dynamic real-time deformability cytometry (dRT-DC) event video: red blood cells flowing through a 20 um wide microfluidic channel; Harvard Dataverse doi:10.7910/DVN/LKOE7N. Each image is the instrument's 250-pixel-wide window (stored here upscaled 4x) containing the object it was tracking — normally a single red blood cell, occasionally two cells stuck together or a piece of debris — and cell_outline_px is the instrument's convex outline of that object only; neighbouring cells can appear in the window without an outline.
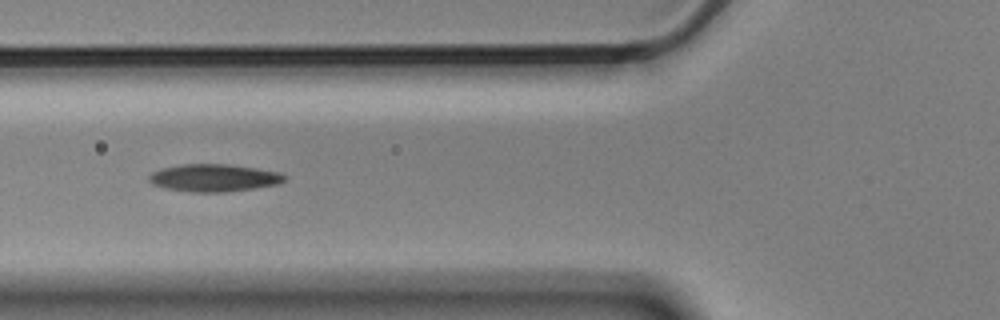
{"species": "Egyptian fruit bat (a non-hibernating species)", "species_latin": "Rousettus aegyptiacus", "temperature_condition": "cold", "stored_images_in_passage": 14, "camera_frame_rate_fps": 3000, "um_per_image_px": 0.085, "animal": {"sex": "male"}, "frame": {"image": 1, "passage_image": 5, "time_ms": 1.333, "image_size_px": [1000, 320], "cell_outline_px": [[288, 176], [284, 180], [276, 184], [252, 188], [224, 192], [192, 192], [164, 188], [152, 184], [148, 180], [148, 176], [152, 172], [160, 168], [180, 164], [228, 164], [256, 168], [280, 172]], "centroid_in_image_um": [18.14, 15.11], "position_along_channel_um": 107.7, "area_um2": 21.73}}
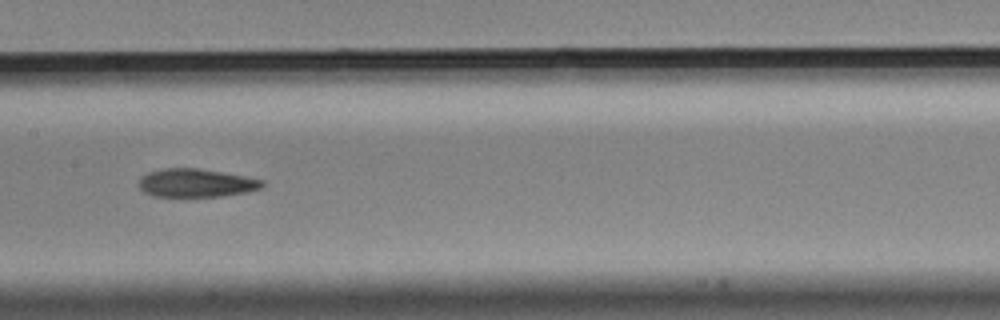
{"frame": {"image": 2, "passage_image": 7, "time_ms": 2.0, "image_size_px": [1000, 320], "cell_outline_px": [[264, 184], [260, 188], [248, 192], [220, 196], [152, 196], [144, 192], [136, 184], [140, 176], [148, 172], [164, 168], [196, 168], [244, 176], [264, 180]], "centroid_in_image_um": [16.61, 15.55], "position_along_channel_um": 190.8, "area_um2": 20.35}}
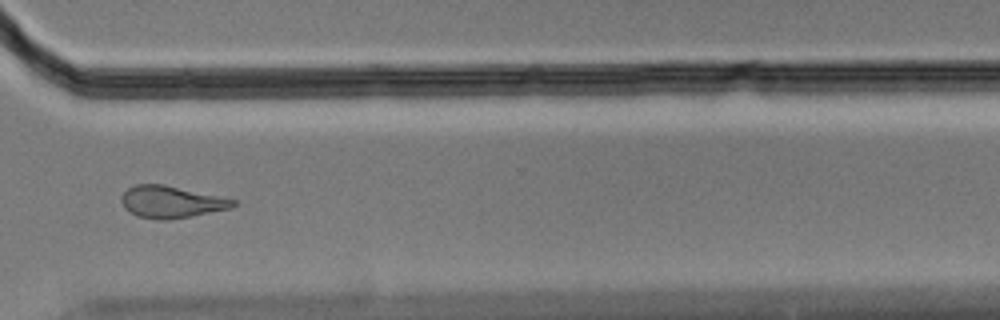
{"frame": {"image": 3, "passage_image": 11, "time_ms": 3.333, "image_size_px": [1000, 320], "cell_outline_px": [[236, 204], [232, 208], [168, 220], [156, 220], [136, 216], [128, 212], [124, 208], [120, 200], [120, 196], [128, 188], [136, 184], [164, 184], [224, 196], [236, 200]], "centroid_in_image_um": [14.54, 17.16], "position_along_channel_um": 356.1, "area_um2": 21.21}}